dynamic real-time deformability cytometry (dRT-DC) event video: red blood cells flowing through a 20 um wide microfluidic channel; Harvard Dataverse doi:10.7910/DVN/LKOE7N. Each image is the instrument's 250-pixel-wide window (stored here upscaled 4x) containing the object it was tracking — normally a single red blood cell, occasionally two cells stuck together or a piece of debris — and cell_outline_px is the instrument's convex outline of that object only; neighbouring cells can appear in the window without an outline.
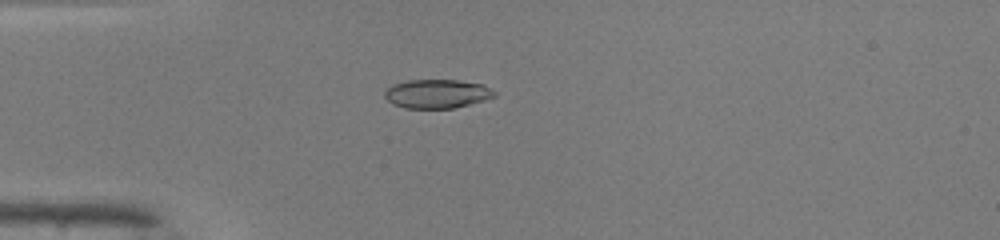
{"species": "common noctule bat (a hibernating species)", "species_latin": "Nyctalus noctula", "temperature_condition": "warm", "stored_images_in_passage": 36, "camera_frame_rate_fps": 3000, "um_per_image_px": 0.085, "animal": {"sex": "male", "body_mass_g": 19.0, "forearm_length_mm": 50.8}, "frame": {"image": 1, "passage_image": 1, "time_ms": 0.0, "image_size_px": [1000, 240], "cell_outline_px": [[496, 96], [484, 100], [452, 108], [404, 108], [392, 104], [384, 96], [384, 92], [392, 84], [408, 80], [456, 80], [480, 84], [496, 92]], "centroid_in_image_um": [37.1, 7.97], "position_along_channel_um": 47.9, "area_um2": 18.26}}
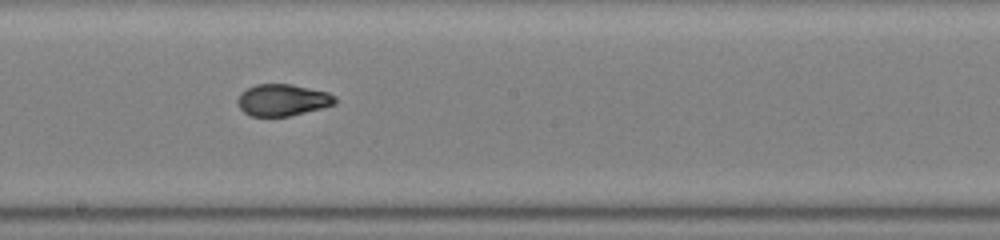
{"frame": {"image": 2, "passage_image": 15, "time_ms": 4.667, "image_size_px": [1000, 240], "cell_outline_px": [[336, 100], [332, 104], [320, 108], [288, 116], [252, 116], [244, 112], [240, 108], [236, 100], [240, 92], [256, 84], [292, 84], [328, 92], [336, 96]], "centroid_in_image_um": [23.98, 8.49], "position_along_channel_um": 224.2, "area_um2": 17.86}}
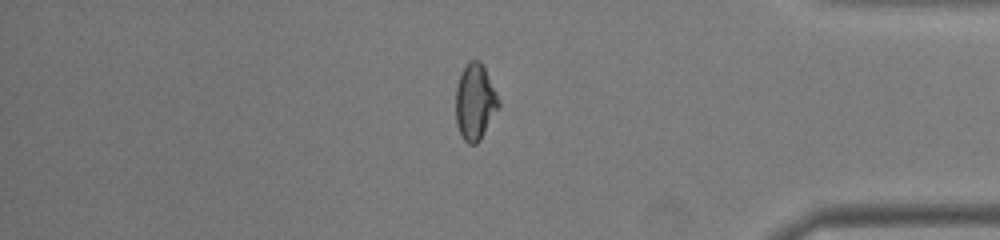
{"frame": {"image": 3, "passage_image": 29, "time_ms": 9.333, "image_size_px": [1000, 240], "cell_outline_px": [[500, 104], [480, 140], [476, 144], [468, 144], [464, 140], [456, 124], [456, 88], [460, 76], [468, 60], [480, 60], [500, 100]], "centroid_in_image_um": [40.37, 8.67], "position_along_channel_um": 394.8, "area_um2": 18.73}, "authors_computed_cell_mechanics": {"area_um2": 18.6116, "velocity_mm_per_s": 4.1649, "shape_relaxation_time_tau1_ms": 6.8124, "shape_relaxation_time_tau2_ms": null, "deformation_change_tau1": 0.2266, "deformation_change_tau2": null}}